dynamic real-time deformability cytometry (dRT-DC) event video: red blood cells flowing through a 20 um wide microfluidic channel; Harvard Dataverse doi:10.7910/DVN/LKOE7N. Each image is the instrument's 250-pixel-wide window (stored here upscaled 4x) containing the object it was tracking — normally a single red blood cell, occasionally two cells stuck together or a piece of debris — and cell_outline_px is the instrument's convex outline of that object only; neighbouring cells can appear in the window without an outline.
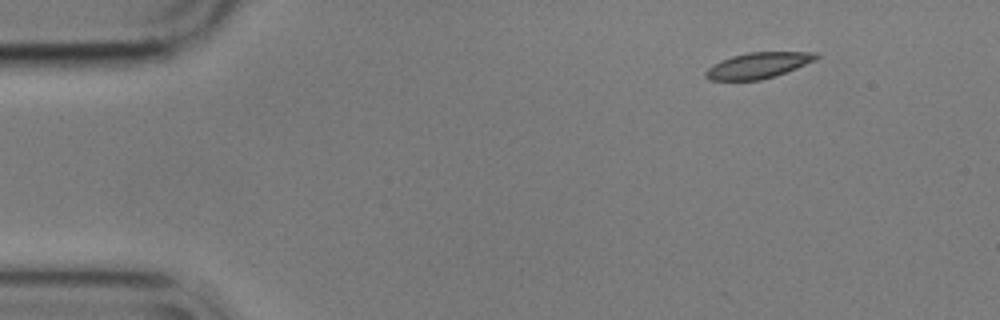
{"species": "common noctule bat (a hibernating species)", "species_latin": "Nyctalus noctula", "temperature_condition": "cold", "stored_images_in_passage": 51, "camera_frame_rate_fps": 3000, "um_per_image_px": 0.085, "animal": {"sex": "male", "body_mass_g": 17.9}, "frame": {"image": 1, "passage_image": 1, "time_ms": 0.0, "image_size_px": [1000, 320], "cell_outline_px": [[820, 56], [816, 60], [776, 76], [760, 80], [712, 80], [704, 76], [704, 72], [712, 64], [720, 60], [732, 56], [748, 52], [816, 52]], "centroid_in_image_um": [64.43, 5.55], "position_along_channel_um": 20.6, "area_um2": 16.7}}
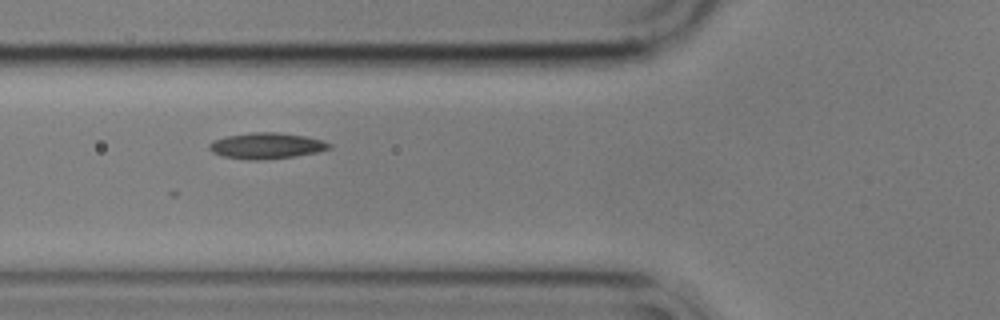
{"frame": {"image": 2, "passage_image": 15, "time_ms": 4.667, "image_size_px": [1000, 320], "cell_outline_px": [[332, 148], [316, 152], [296, 156], [260, 160], [248, 160], [224, 156], [212, 152], [208, 148], [208, 144], [212, 140], [228, 136], [252, 132], [276, 132], [304, 136], [320, 140], [332, 144]], "centroid_in_image_um": [22.63, 12.39], "position_along_channel_um": 103.2, "area_um2": 18.09}}
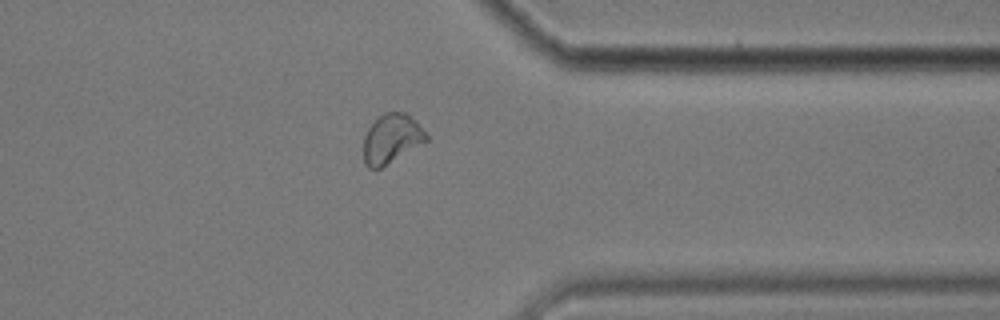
{"frame": {"image": 3, "passage_image": 39, "time_ms": 12.667, "image_size_px": [1000, 320], "cell_outline_px": [[428, 140], [380, 168], [368, 168], [364, 164], [364, 136], [368, 128], [384, 112], [404, 112], [416, 120], [428, 136]], "centroid_in_image_um": [33.27, 11.78], "position_along_channel_um": 378.1, "area_um2": 17.74}}